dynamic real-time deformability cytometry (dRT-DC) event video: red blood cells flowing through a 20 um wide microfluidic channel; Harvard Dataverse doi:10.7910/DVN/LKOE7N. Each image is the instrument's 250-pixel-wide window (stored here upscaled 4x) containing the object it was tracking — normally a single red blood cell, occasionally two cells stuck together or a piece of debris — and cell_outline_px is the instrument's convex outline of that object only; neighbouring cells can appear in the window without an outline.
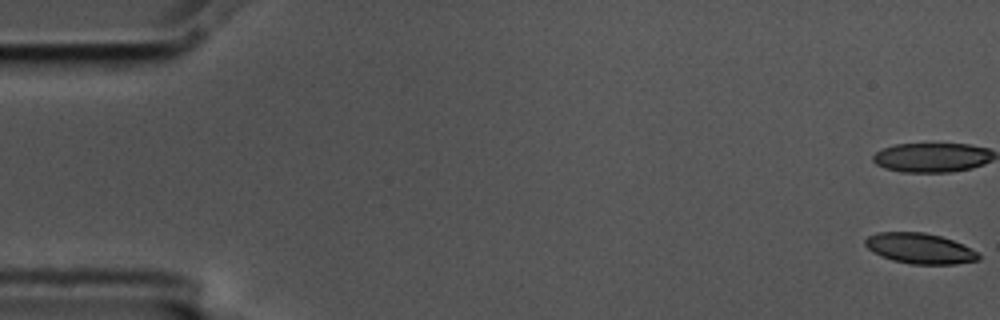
{"species": "common noctule bat (a hibernating species)", "species_latin": "Nyctalus noctula", "temperature_condition": "cold", "stored_images_in_passage": 57, "camera_frame_rate_fps": 3000, "um_per_image_px": 0.085, "animal": {"sex": "male", "body_mass_g": 17.5, "forearm_length_mm": 52.3}, "frame": {"image": 1, "passage_image": 1, "time_ms": 0.0, "image_size_px": [1000, 320], "cell_outline_px": [[980, 260], [956, 264], [912, 264], [892, 260], [880, 256], [872, 252], [864, 244], [864, 240], [868, 236], [876, 232], [924, 232], [940, 236], [952, 240], [976, 252], [980, 256]], "centroid_in_image_um": [78.13, 21.12], "position_along_channel_um": 6.9, "area_um2": 20.06}}